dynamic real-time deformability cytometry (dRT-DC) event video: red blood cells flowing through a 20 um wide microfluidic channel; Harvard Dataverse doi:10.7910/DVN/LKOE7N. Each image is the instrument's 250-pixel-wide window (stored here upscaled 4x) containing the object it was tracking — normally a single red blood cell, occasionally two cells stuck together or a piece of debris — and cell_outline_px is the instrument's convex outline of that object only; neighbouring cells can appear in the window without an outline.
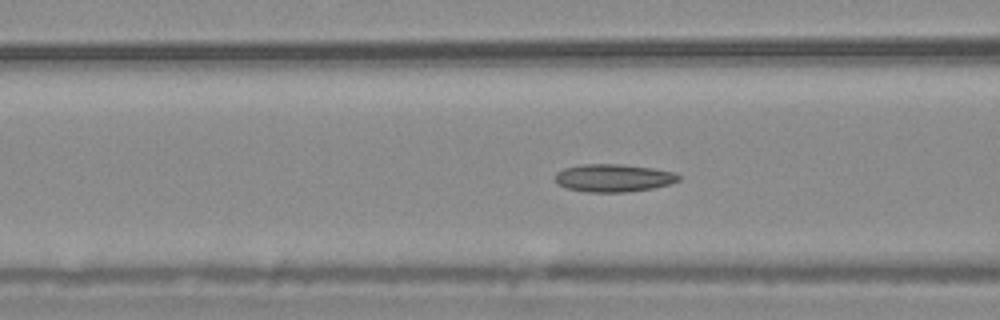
{"species": "common noctule bat (a hibernating species)", "species_latin": "Nyctalus noctula", "temperature_condition": "warm", "stored_images_in_passage": 56, "camera_frame_rate_fps": 3000, "um_per_image_px": 0.085, "animal": {"sex": "male", "body_mass_g": 20.4}, "frame": {"image": 1, "passage_image": 22, "time_ms": 7.0, "image_size_px": [1000, 320], "cell_outline_px": [[680, 180], [668, 184], [652, 188], [628, 192], [584, 192], [568, 188], [556, 184], [556, 172], [564, 168], [584, 164], [620, 164], [652, 168], [676, 172], [680, 176]], "centroid_in_image_um": [52.14, 15.13], "position_along_channel_um": 114.5, "area_um2": 20.0}}
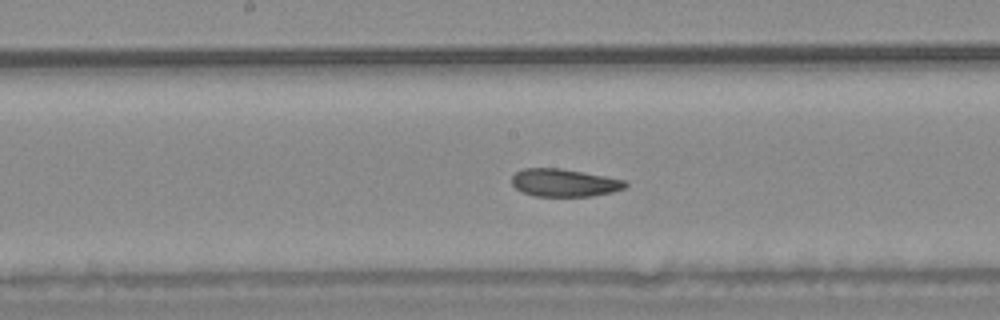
{"frame": {"image": 2, "passage_image": 29, "time_ms": 9.333, "image_size_px": [1000, 320], "cell_outline_px": [[628, 184], [624, 188], [612, 192], [592, 196], [536, 196], [520, 192], [512, 184], [512, 176], [516, 172], [524, 168], [560, 168], [604, 176], [624, 180]], "centroid_in_image_um": [47.93, 15.54], "position_along_channel_um": 200.3, "area_um2": 18.26}}
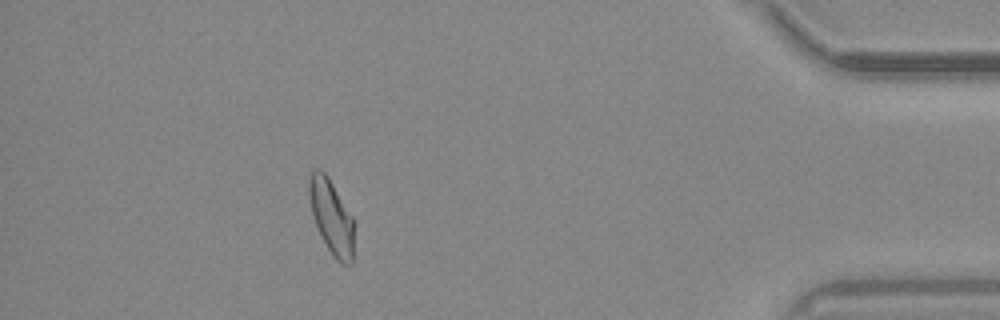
{"frame": {"image": 3, "passage_image": 50, "time_ms": 16.333, "image_size_px": [1000, 320], "cell_outline_px": [[352, 264], [340, 264], [332, 256], [316, 224], [312, 212], [308, 196], [308, 180], [312, 168], [320, 168], [328, 176], [352, 216]], "centroid_in_image_um": [28.13, 18.37], "position_along_channel_um": 407.1, "area_um2": 19.19}, "authors_computed_cell_mechanics": {"area_um2": 19.652, "velocity_mm_per_s": 3.6769, "shape_relaxation_time_tau1_ms": null, "shape_relaxation_time_tau2_ms": 2.6052, "deformation_change_tau1": null, "deformation_change_tau2": 0.0915}}